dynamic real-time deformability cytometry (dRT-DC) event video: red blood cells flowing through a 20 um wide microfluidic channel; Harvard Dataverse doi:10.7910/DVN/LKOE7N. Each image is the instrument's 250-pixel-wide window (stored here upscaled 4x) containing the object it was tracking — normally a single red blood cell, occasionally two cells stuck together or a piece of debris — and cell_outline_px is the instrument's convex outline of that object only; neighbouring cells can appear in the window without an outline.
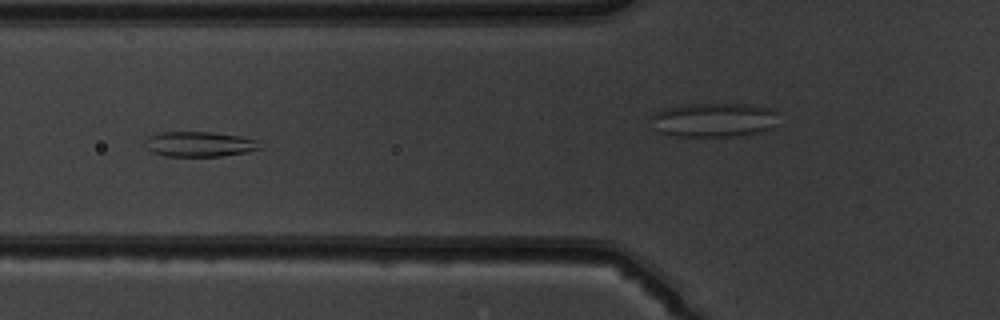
{"species": "common noctule bat (a hibernating species)", "species_latin": "Nyctalus noctula", "temperature_condition": "warm", "stored_images_in_passage": 50, "camera_frame_rate_fps": 3000, "um_per_image_px": 0.085, "animal": {"sex": "male", "body_mass_g": 19.5, "forearm_length_mm": 54.6}, "frame": {"image": 1, "passage_image": 19, "time_ms": 6.0, "image_size_px": [1000, 320], "cell_outline_px": [[264, 148], [244, 152], [220, 156], [164, 156], [152, 152], [148, 148], [144, 140], [148, 136], [160, 132], [212, 132], [240, 136], [260, 140]], "centroid_in_image_um": [16.99, 12.24], "position_along_channel_um": 108.8, "area_um2": 16.94}}
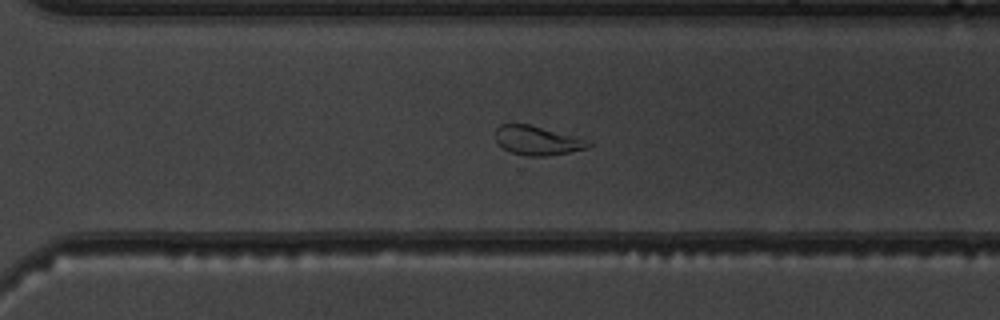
{"frame": {"image": 2, "passage_image": 35, "time_ms": 11.333, "image_size_px": [1000, 320], "cell_outline_px": [[592, 144], [588, 148], [548, 156], [524, 156], [512, 152], [496, 144], [496, 128], [500, 124], [528, 124], [592, 140]], "centroid_in_image_um": [45.7, 11.94], "position_along_channel_um": 324.9, "area_um2": 15.9}}
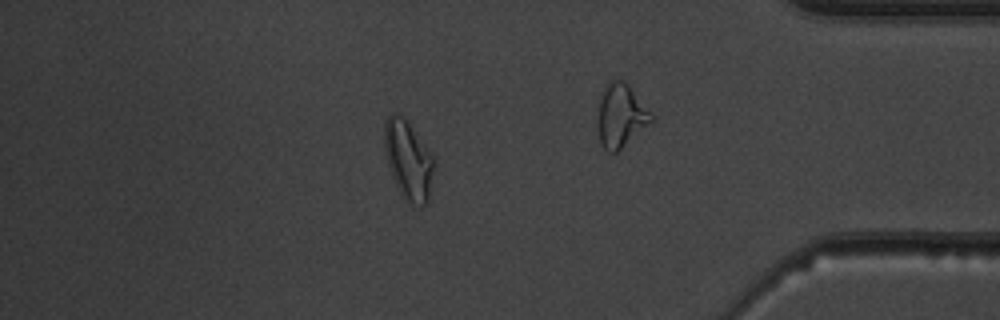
{"frame": {"image": 3, "passage_image": 43, "time_ms": 14.0, "image_size_px": [1000, 320], "cell_outline_px": [[436, 164], [428, 200], [424, 204], [408, 204], [404, 200], [392, 176], [388, 164], [384, 144], [384, 120], [392, 112], [396, 112], [404, 116], [408, 120], [432, 152]], "centroid_in_image_um": [34.72, 13.55], "position_along_channel_um": 400.5, "area_um2": 23.35}, "authors_computed_cell_mechanics": {"area_um2": 19.9121, "velocity_mm_per_s": 4.0614, "shape_relaxation_time_tau1_ms": null, "shape_relaxation_time_tau2_ms": 2.2627, "deformation_change_tau1": null, "deformation_change_tau2": 0.0803}}